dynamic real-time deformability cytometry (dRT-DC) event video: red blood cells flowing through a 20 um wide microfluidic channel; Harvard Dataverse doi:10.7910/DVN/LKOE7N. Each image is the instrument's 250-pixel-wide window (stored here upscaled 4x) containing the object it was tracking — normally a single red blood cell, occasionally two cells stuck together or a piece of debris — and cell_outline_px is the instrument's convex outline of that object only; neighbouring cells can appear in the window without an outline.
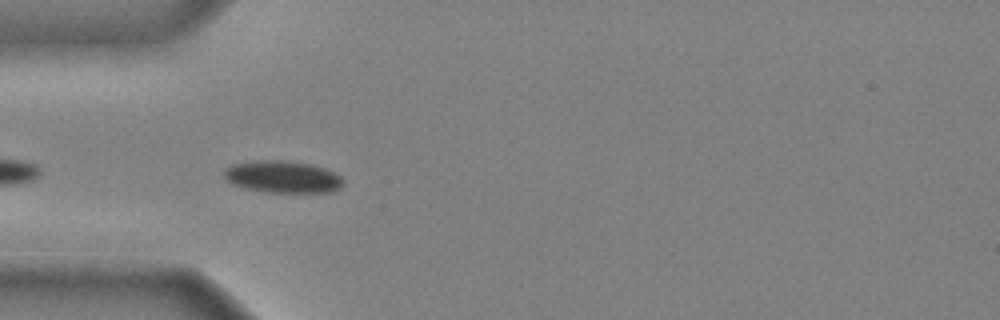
{"species": "common noctule bat (a hibernating species)", "species_latin": "Nyctalus noctula", "temperature_condition": "cold", "stored_images_in_passage": 19, "camera_frame_rate_fps": 3000, "um_per_image_px": 0.085, "animal": {"sex": "male", "body_mass_g": 20.4}, "frame": {"image": 1, "passage_image": 3, "time_ms": 0.667, "image_size_px": [1000, 320], "cell_outline_px": [[344, 184], [340, 188], [332, 192], [268, 192], [244, 188], [232, 184], [224, 180], [224, 168], [232, 164], [264, 160], [284, 160], [312, 164], [324, 168], [340, 176], [344, 180]], "centroid_in_image_um": [24.01, 15.03], "position_along_channel_um": 61.0, "area_um2": 22.37}}
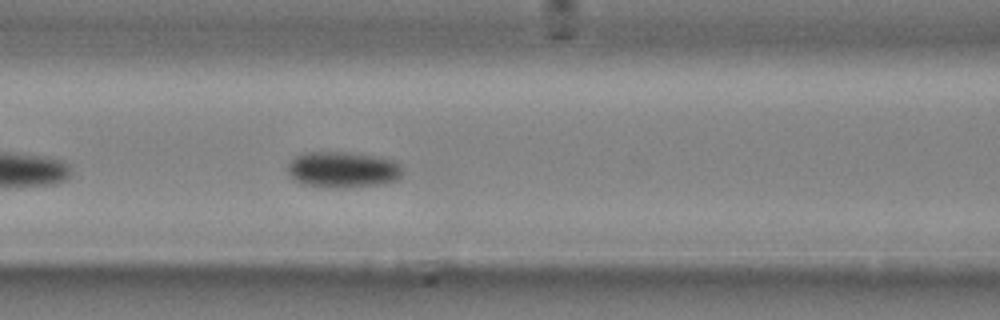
{"frame": {"image": 2, "passage_image": 9, "time_ms": 2.667, "image_size_px": [1000, 320], "cell_outline_px": [[404, 172], [396, 180], [380, 184], [348, 188], [336, 188], [304, 184], [296, 180], [288, 172], [288, 164], [296, 156], [304, 152], [348, 152], [376, 156], [396, 160], [400, 164]], "centroid_in_image_um": [29.18, 14.41], "position_along_channel_um": 137.4, "area_um2": 24.22}}
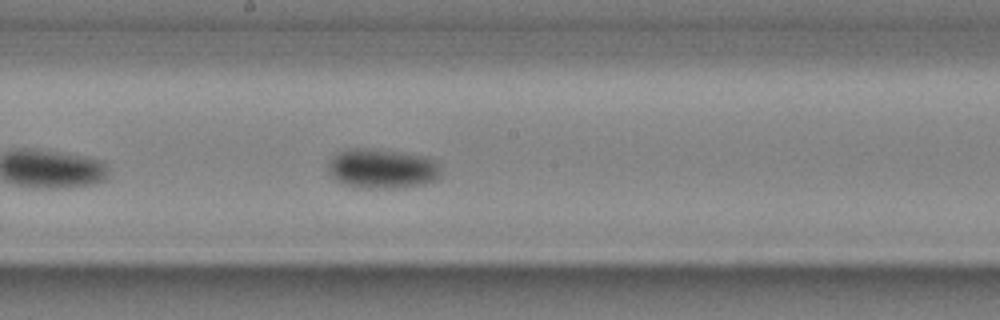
{"frame": {"image": 3, "passage_image": 15, "time_ms": 4.667, "image_size_px": [1000, 320], "cell_outline_px": [[440, 176], [436, 180], [424, 184], [404, 188], [360, 188], [344, 184], [336, 180], [328, 172], [328, 160], [336, 152], [344, 148], [376, 148], [424, 156], [436, 160], [440, 164]], "centroid_in_image_um": [32.46, 14.32], "position_along_channel_um": 215.7, "area_um2": 26.76}}